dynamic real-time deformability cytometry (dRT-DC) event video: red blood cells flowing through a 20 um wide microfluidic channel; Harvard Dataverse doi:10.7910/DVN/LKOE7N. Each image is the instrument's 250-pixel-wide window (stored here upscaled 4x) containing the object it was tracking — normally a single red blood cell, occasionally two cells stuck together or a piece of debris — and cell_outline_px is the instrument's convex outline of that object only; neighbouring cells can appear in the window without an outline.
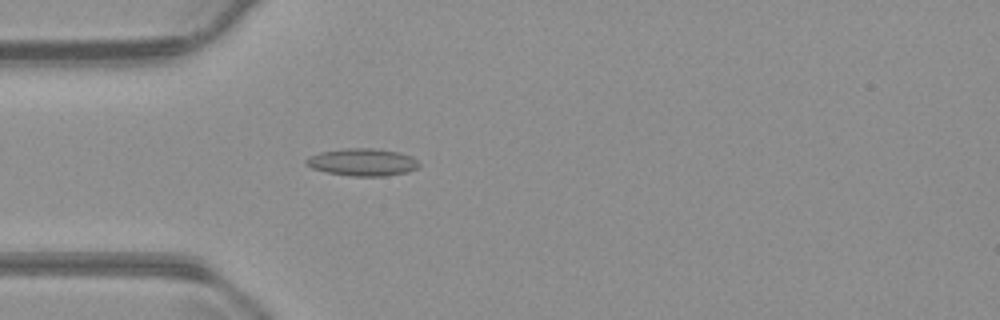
{"species": "common noctule bat (a hibernating species)", "species_latin": "Nyctalus noctula", "temperature_condition": "warm", "stored_images_in_passage": 55, "camera_frame_rate_fps": 3000, "um_per_image_px": 0.085, "animal": {"sex": "male", "body_mass_g": 23.1, "forearm_length_mm": 52.7}, "frame": {"image": 1, "passage_image": 16, "time_ms": 5.0, "image_size_px": [1000, 320], "cell_outline_px": [[420, 164], [416, 168], [408, 172], [384, 176], [352, 176], [328, 172], [312, 168], [304, 164], [304, 160], [308, 156], [320, 152], [344, 148], [372, 148], [400, 152], [412, 156]], "centroid_in_image_um": [30.79, 13.77], "position_along_channel_um": 54.2, "area_um2": 18.09}}
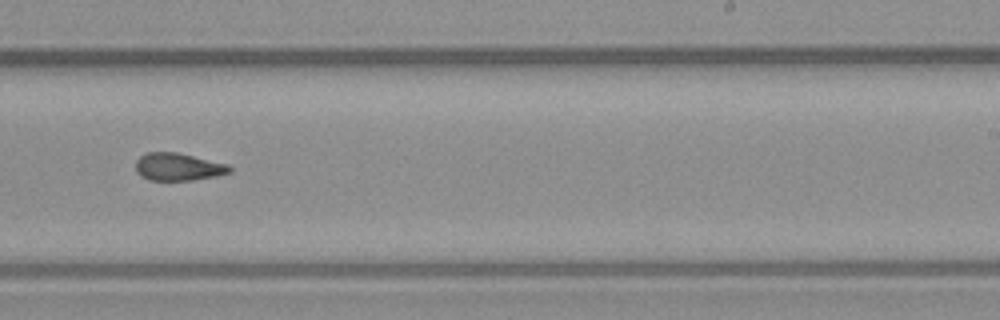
{"frame": {"image": 2, "passage_image": 34, "time_ms": 11.0, "image_size_px": [1000, 320], "cell_outline_px": [[232, 172], [216, 176], [192, 180], [148, 180], [140, 176], [136, 172], [136, 160], [140, 156], [148, 152], [176, 152], [228, 164], [232, 168]], "centroid_in_image_um": [15.14, 14.19], "position_along_channel_um": 273.9, "area_um2": 15.14}}
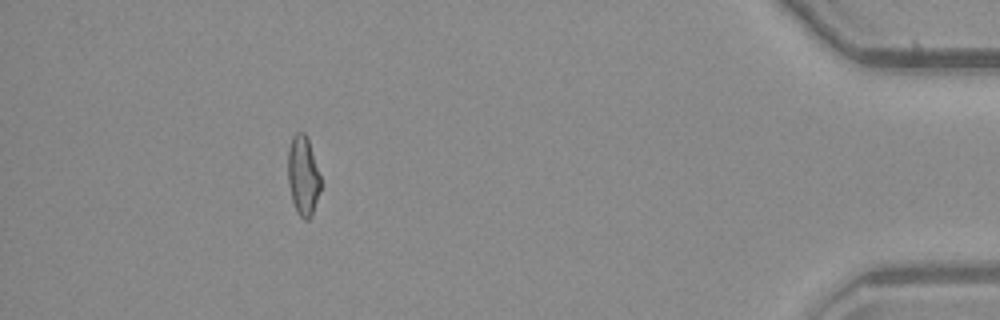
{"frame": {"image": 3, "passage_image": 50, "time_ms": 16.333, "image_size_px": [1000, 320], "cell_outline_px": [[320, 188], [312, 216], [308, 220], [304, 220], [296, 212], [292, 200], [288, 184], [288, 148], [292, 136], [296, 132], [304, 132], [308, 140], [320, 176]], "centroid_in_image_um": [25.74, 14.95], "position_along_channel_um": 409.5, "area_um2": 15.09}, "authors_computed_cell_mechanics": {"area_um2": 15.7794, "velocity_mm_per_s": 3.7325, "shape_relaxation_time_tau1_ms": null, "shape_relaxation_time_tau2_ms": 3.5652, "deformation_change_tau1": null, "deformation_change_tau2": 0.1205}}